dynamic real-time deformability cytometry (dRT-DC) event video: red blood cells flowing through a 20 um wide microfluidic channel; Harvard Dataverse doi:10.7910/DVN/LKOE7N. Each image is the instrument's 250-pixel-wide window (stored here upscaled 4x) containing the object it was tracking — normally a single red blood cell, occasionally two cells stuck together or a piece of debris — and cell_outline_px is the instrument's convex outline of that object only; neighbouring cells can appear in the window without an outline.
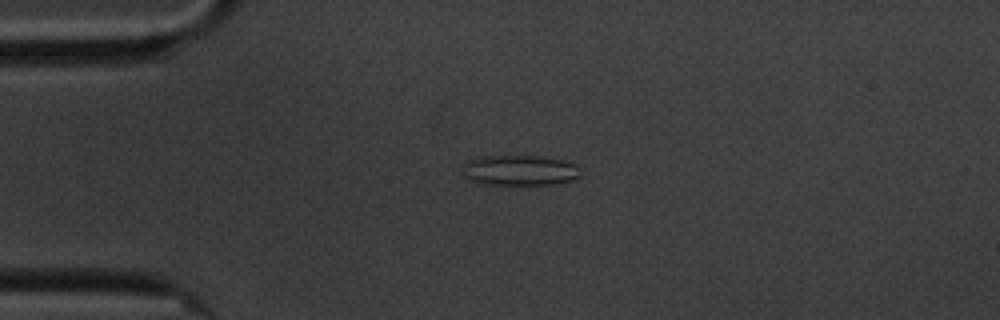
{"species": "common noctule bat (a hibernating species)", "species_latin": "Nyctalus noctula", "temperature_condition": "cold", "stored_images_in_passage": 46, "camera_frame_rate_fps": 3000, "um_per_image_px": 0.085, "animal": {"sex": "male", "body_mass_g": 20.1, "forearm_length_mm": 53.5}, "frame": {"image": 1, "passage_image": 1, "time_ms": 0.0, "image_size_px": [1000, 320], "cell_outline_px": [[580, 176], [572, 180], [556, 184], [484, 184], [468, 180], [464, 176], [464, 164], [468, 160], [480, 156], [536, 156], [564, 160], [576, 164]], "centroid_in_image_um": [44.16, 14.47], "position_along_channel_um": 40.8, "area_um2": 20.81}}
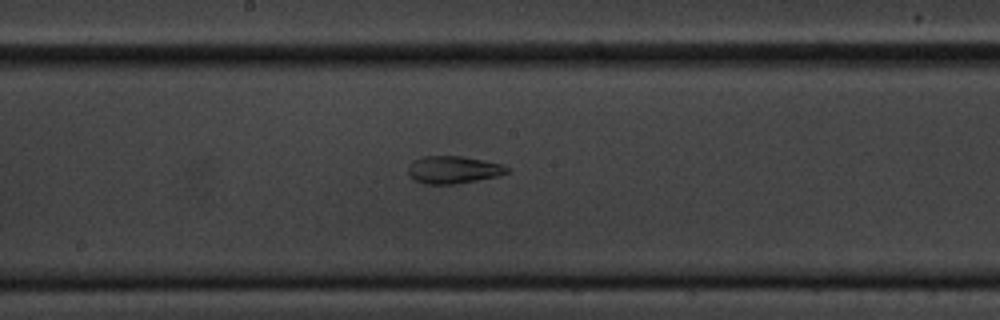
{"frame": {"image": 2, "passage_image": 18, "time_ms": 5.667, "image_size_px": [1000, 320], "cell_outline_px": [[512, 168], [508, 172], [500, 176], [456, 184], [424, 184], [412, 180], [408, 176], [408, 164], [412, 160], [424, 156], [464, 156], [504, 164]], "centroid_in_image_um": [38.53, 14.43], "position_along_channel_um": 209.7, "area_um2": 16.36}}
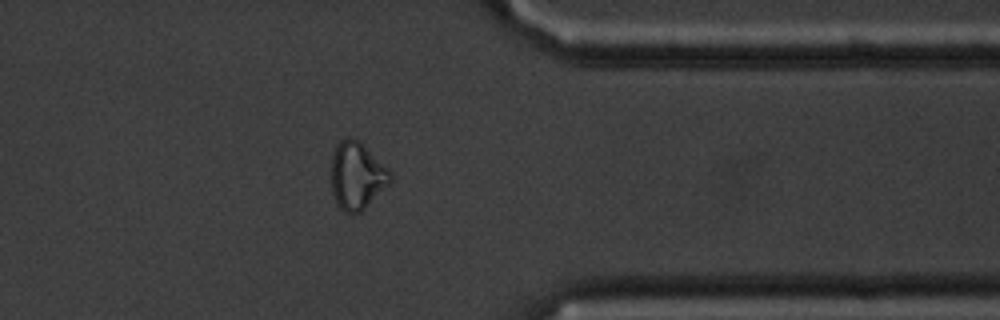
{"frame": {"image": 3, "passage_image": 34, "time_ms": 11.0, "image_size_px": [1000, 320], "cell_outline_px": [[392, 180], [360, 212], [352, 216], [344, 212], [336, 204], [332, 192], [332, 152], [336, 144], [344, 136], [352, 136], [360, 140], [392, 172]], "centroid_in_image_um": [30.32, 14.9], "position_along_channel_um": 381.1, "area_um2": 23.52}, "authors_computed_cell_mechanics": {"area_um2": 17.5712, "velocity_mm_per_s": 3.3968, "shape_relaxation_time_tau1_ms": null, "shape_relaxation_time_tau2_ms": 3.9908, "deformation_change_tau1": null, "deformation_change_tau2": 0.1008}}